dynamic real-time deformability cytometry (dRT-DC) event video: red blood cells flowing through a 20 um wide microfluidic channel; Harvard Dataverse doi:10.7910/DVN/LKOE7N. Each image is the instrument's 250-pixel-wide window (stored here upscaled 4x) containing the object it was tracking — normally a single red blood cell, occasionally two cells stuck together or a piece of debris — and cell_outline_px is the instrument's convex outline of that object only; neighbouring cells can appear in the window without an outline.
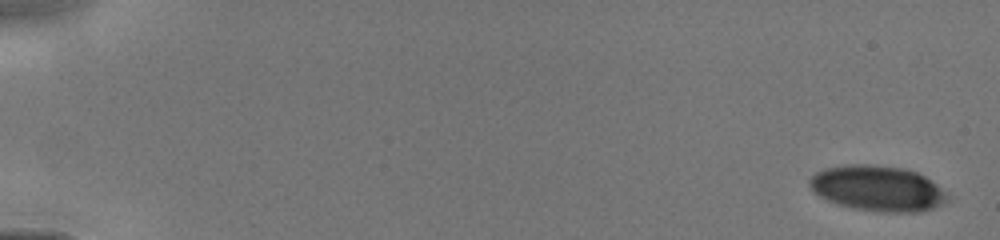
{"species": "human", "species_latin": "Homo sapiens", "temperature_condition": "cold", "stored_images_in_passage": 13, "camera_frame_rate_fps": 3000, "um_per_image_px": 0.085, "donor": {"sex": "male"}, "frame": {"image": 1, "passage_image": 1, "time_ms": 0.0, "image_size_px": [1000, 240], "cell_outline_px": [[948, 196], [940, 204], [932, 208], [916, 212], [880, 212], [856, 208], [840, 204], [828, 200], [820, 196], [808, 184], [808, 180], [816, 172], [824, 168], [848, 164], [868, 164], [904, 168], [916, 172], [924, 176], [936, 184]], "centroid_in_image_um": [74.56, 15.99], "position_along_channel_um": 10.4, "area_um2": 36.01}}
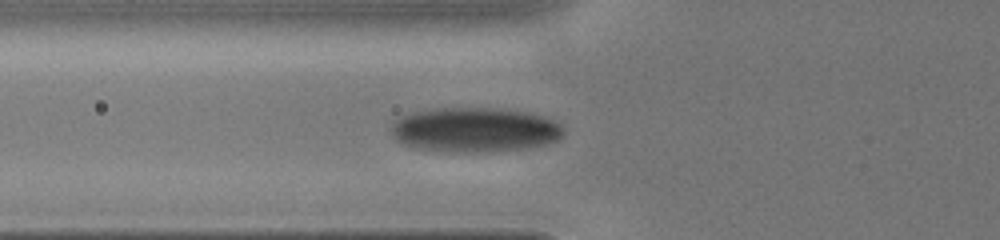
{"frame": {"image": 2, "passage_image": 11, "time_ms": 5.667, "image_size_px": [1000, 240], "cell_outline_px": [[564, 132], [556, 140], [540, 144], [516, 148], [476, 152], [456, 152], [416, 148], [404, 144], [396, 140], [392, 136], [392, 124], [400, 116], [412, 112], [436, 108], [500, 108], [532, 112], [544, 116], [560, 124], [564, 128]], "centroid_in_image_um": [40.31, 11.0], "position_along_channel_um": 85.5, "area_um2": 44.45}}
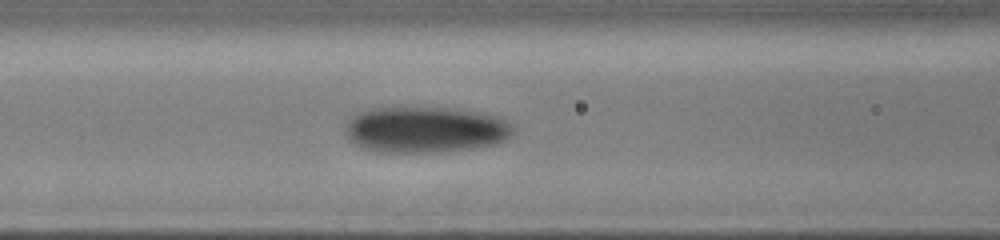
{"frame": {"image": 3, "passage_image": 13, "time_ms": 6.667, "image_size_px": [1000, 240], "cell_outline_px": [[512, 132], [504, 140], [492, 144], [468, 148], [440, 152], [376, 152], [360, 148], [348, 140], [344, 128], [348, 120], [352, 116], [360, 112], [372, 108], [456, 108], [496, 116], [512, 124]], "centroid_in_image_um": [36.06, 11.02], "position_along_channel_um": 130.5, "area_um2": 44.91}}